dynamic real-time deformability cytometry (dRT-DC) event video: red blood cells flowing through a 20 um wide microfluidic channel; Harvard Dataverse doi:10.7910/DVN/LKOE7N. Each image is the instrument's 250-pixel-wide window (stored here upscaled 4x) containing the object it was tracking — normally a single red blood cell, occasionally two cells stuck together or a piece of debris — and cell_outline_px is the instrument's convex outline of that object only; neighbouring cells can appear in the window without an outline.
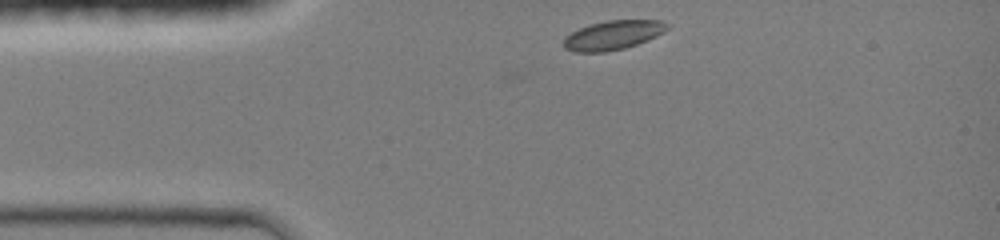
{"species": "common noctule bat (a hibernating species)", "species_latin": "Nyctalus noctula", "temperature_condition": "room temperature", "stored_images_in_passage": 3, "camera_frame_rate_fps": 3000, "um_per_image_px": 0.085, "animal": {"sex": "female", "body_mass_g": 19.0, "forearm_length_mm": 51.5}, "frame": {"image": 1, "passage_image": 1, "time_ms": 0.0, "image_size_px": [1000, 240], "cell_outline_px": [[672, 24], [664, 32], [656, 36], [636, 44], [624, 48], [604, 52], [572, 52], [564, 48], [564, 36], [580, 28], [592, 24], [608, 20], [660, 20]], "centroid_in_image_um": [52.11, 2.98], "position_along_channel_um": 32.9, "area_um2": 17.57}}